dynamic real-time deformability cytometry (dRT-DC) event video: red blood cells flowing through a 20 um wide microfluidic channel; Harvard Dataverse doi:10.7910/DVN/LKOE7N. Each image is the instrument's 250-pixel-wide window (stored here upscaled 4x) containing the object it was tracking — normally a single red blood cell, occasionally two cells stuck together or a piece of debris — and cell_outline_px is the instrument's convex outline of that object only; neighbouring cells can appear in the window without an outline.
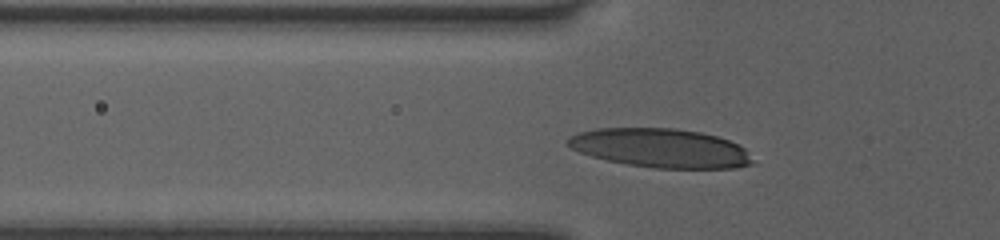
{"species": "human", "species_latin": "Homo sapiens", "temperature_condition": "room temperature", "stored_images_in_passage": 30, "camera_frame_rate_fps": 3000, "um_per_image_px": 0.085, "donor": {"sex": "female"}, "frame": {"image": 1, "passage_image": 4, "time_ms": 1.0, "image_size_px": [1000, 240], "cell_outline_px": [[752, 164], [736, 168], [656, 168], [628, 164], [608, 160], [592, 156], [580, 152], [564, 144], [564, 140], [568, 136], [576, 132], [596, 128], [676, 128], [700, 132], [716, 136], [740, 144], [744, 148], [752, 160]], "centroid_in_image_um": [56.1, 12.57], "position_along_channel_um": 69.7, "area_um2": 42.08}}
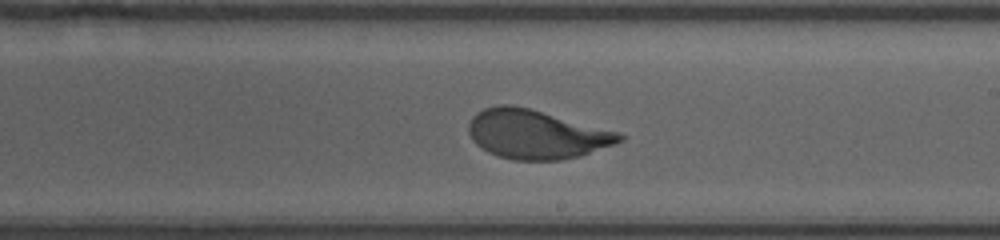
{"frame": {"image": 2, "passage_image": 17, "time_ms": 5.333, "image_size_px": [1000, 240], "cell_outline_px": [[624, 140], [616, 144], [580, 156], [560, 160], [512, 160], [496, 156], [488, 152], [476, 144], [472, 140], [468, 132], [468, 124], [472, 116], [476, 112], [484, 108], [500, 104], [512, 104], [528, 108], [620, 132], [624, 136]], "centroid_in_image_um": [45.56, 11.42], "position_along_channel_um": 243.4, "area_um2": 43.29}}
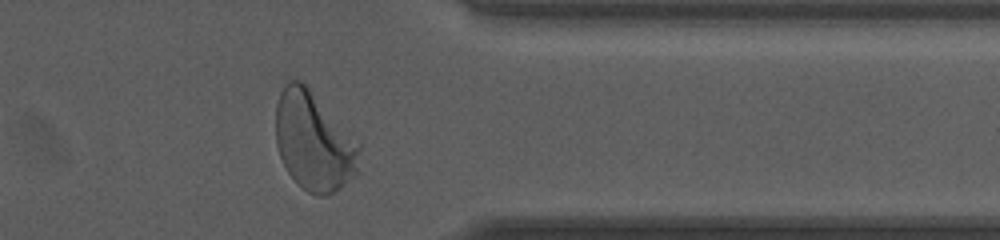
{"frame": {"image": 3, "passage_image": 28, "time_ms": 9.0, "image_size_px": [1000, 240], "cell_outline_px": [[360, 148], [356, 176], [340, 188], [324, 196], [316, 196], [308, 192], [288, 172], [280, 156], [276, 144], [276, 104], [280, 92], [284, 84], [288, 80], [300, 80], [308, 88], [360, 144]], "centroid_in_image_um": [26.66, 12.03], "position_along_channel_um": 384.7, "area_um2": 47.45}, "authors_computed_cell_mechanics": {"area_um2": 42.6275, "velocity_mm_per_s": 4.0443, "shape_relaxation_time_tau1_ms": 2.7552, "shape_relaxation_time_tau2_ms": null, "deformation_change_tau1": 0.1664, "deformation_change_tau2": null}}